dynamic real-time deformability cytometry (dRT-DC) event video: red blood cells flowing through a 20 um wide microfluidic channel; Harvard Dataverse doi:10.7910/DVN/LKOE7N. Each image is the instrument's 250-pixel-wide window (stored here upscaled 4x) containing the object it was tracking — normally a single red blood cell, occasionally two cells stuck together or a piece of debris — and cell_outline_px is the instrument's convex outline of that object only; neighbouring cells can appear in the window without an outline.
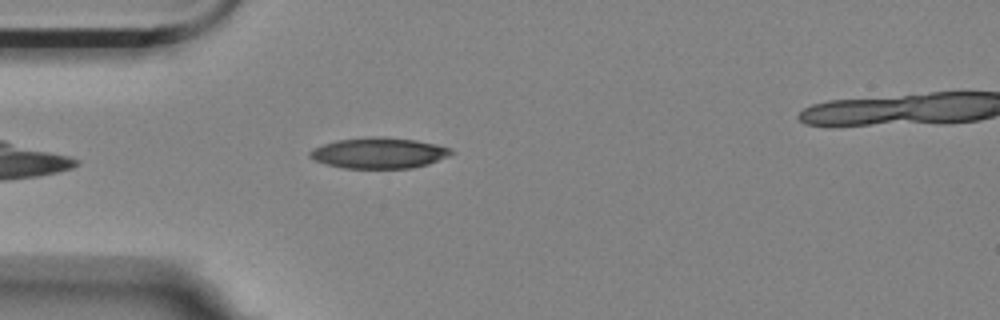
{"species": "Egyptian fruit bat (a non-hibernating species)", "species_latin": "Rousettus aegyptiacus", "temperature_condition": "room temperature", "stored_images_in_passage": 31, "camera_frame_rate_fps": 3000, "um_per_image_px": 0.085, "animal": {"sex": "female"}, "frame": {"image": 1, "passage_image": 6, "time_ms": 1.667, "image_size_px": [1000, 320], "cell_outline_px": [[456, 152], [448, 156], [428, 164], [412, 168], [344, 168], [328, 164], [316, 160], [308, 156], [308, 152], [324, 144], [336, 140], [380, 136], [416, 140], [436, 144], [448, 148]], "centroid_in_image_um": [32.24, 13.0], "position_along_channel_um": 52.8, "area_um2": 25.09}}
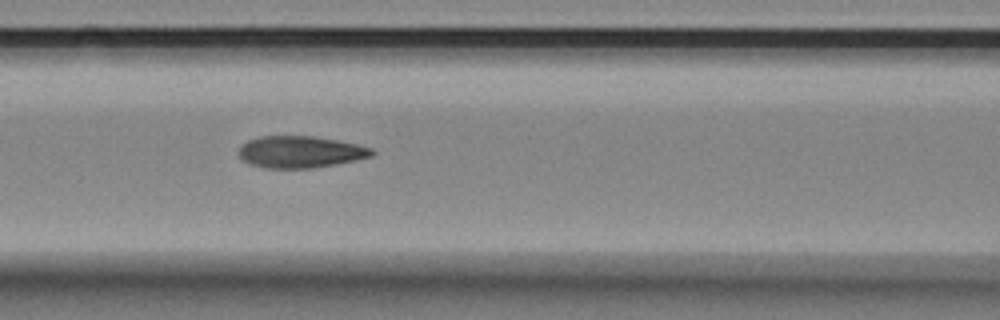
{"frame": {"image": 2, "passage_image": 14, "time_ms": 4.333, "image_size_px": [1000, 320], "cell_outline_px": [[376, 152], [372, 156], [312, 168], [268, 168], [248, 164], [240, 156], [240, 144], [248, 140], [260, 136], [312, 136], [336, 140], [356, 144], [372, 148]], "centroid_in_image_um": [25.49, 12.9], "position_along_channel_um": 141.1, "area_um2": 24.39}}
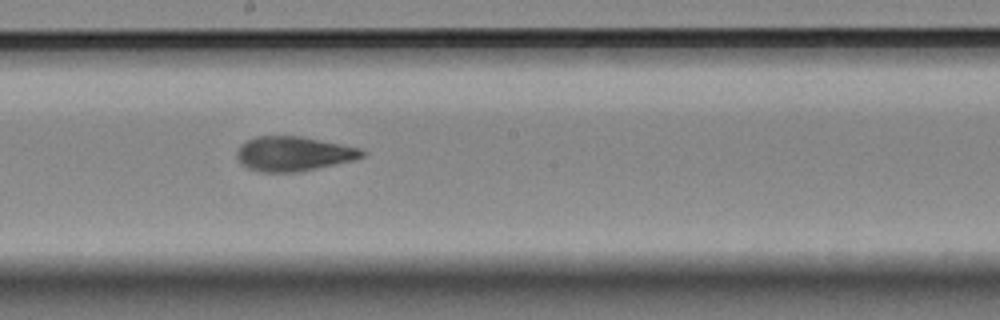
{"frame": {"image": 3, "passage_image": 21, "time_ms": 6.667, "image_size_px": [1000, 320], "cell_outline_px": [[364, 156], [352, 160], [296, 172], [260, 172], [248, 168], [240, 164], [236, 156], [236, 152], [240, 144], [256, 136], [300, 136], [360, 148], [364, 152]], "centroid_in_image_um": [24.87, 13.06], "position_along_channel_um": 223.3, "area_um2": 24.97}}